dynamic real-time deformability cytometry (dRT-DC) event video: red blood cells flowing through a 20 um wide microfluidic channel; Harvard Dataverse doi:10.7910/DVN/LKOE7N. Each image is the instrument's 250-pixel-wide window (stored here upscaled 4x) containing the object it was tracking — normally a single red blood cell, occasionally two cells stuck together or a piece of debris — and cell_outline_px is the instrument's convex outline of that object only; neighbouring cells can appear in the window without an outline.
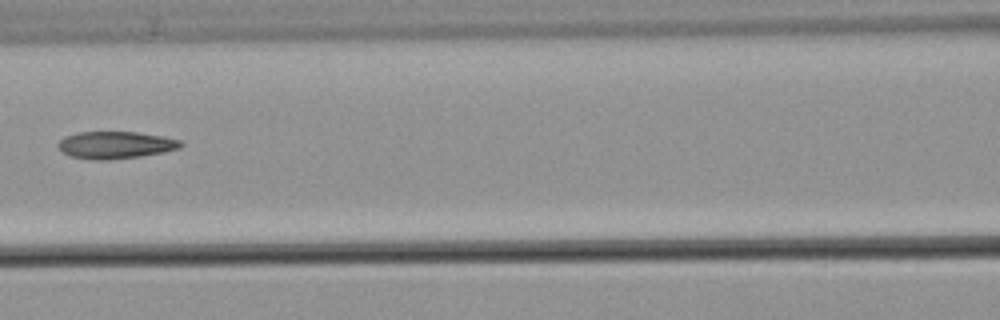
{"species": "common noctule bat (a hibernating species)", "species_latin": "Nyctalus noctula", "temperature_condition": "warm", "stored_images_in_passage": 4, "camera_frame_rate_fps": 3000, "um_per_image_px": 0.085, "animal": {"sex": "male", "body_mass_g": 21.5, "forearm_length_mm": 52.0}, "frame": {"image": 1, "passage_image": 4, "time_ms": 3.667, "image_size_px": [1000, 320], "cell_outline_px": [[184, 144], [180, 148], [164, 152], [140, 156], [108, 160], [96, 160], [72, 156], [64, 152], [56, 144], [64, 136], [76, 132], [136, 132], [164, 136], [184, 140]], "centroid_in_image_um": [9.87, 12.31], "position_along_channel_um": 156.7, "area_um2": 19.54}}